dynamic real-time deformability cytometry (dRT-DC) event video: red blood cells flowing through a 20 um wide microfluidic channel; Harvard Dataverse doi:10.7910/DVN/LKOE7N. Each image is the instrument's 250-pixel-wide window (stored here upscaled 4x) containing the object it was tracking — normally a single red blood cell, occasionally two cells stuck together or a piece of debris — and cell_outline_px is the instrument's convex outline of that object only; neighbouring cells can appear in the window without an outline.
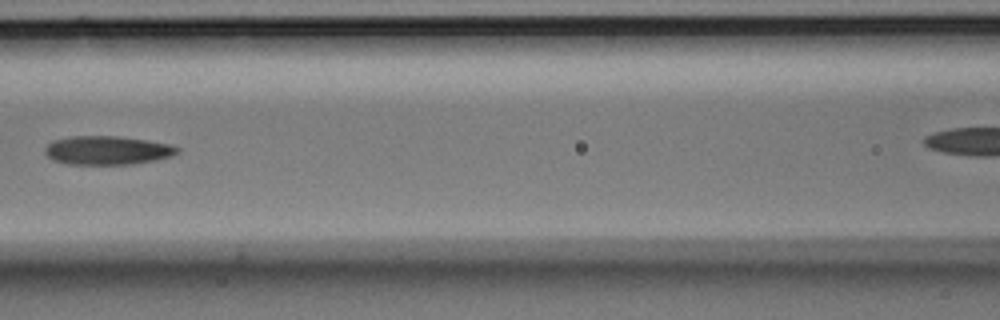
{"species": "Egyptian fruit bat (a non-hibernating species)", "species_latin": "Rousettus aegyptiacus", "temperature_condition": "room temperature", "stored_images_in_passage": 7, "camera_frame_rate_fps": 3000, "um_per_image_px": 0.085, "animal": {"sex": "male"}, "frame": {"image": 1, "passage_image": 6, "time_ms": 1.667, "image_size_px": [1000, 320], "cell_outline_px": [[180, 152], [172, 156], [156, 160], [132, 164], [64, 164], [52, 160], [44, 152], [44, 148], [52, 140], [68, 136], [116, 136], [144, 140], [168, 144], [180, 148]], "centroid_in_image_um": [9.08, 12.78], "position_along_channel_um": 157.5, "area_um2": 22.25}}
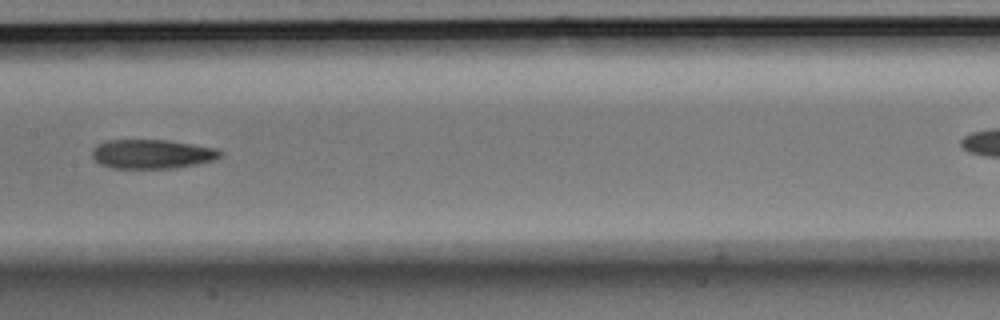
{"frame": {"image": 2, "passage_image": 7, "time_ms": 2.0, "image_size_px": [1000, 320], "cell_outline_px": [[224, 152], [220, 156], [212, 160], [196, 164], [172, 168], [112, 168], [100, 164], [92, 156], [92, 148], [96, 144], [108, 140], [168, 140], [216, 148]], "centroid_in_image_um": [12.89, 13.08], "position_along_channel_um": 194.5, "area_um2": 21.73}}